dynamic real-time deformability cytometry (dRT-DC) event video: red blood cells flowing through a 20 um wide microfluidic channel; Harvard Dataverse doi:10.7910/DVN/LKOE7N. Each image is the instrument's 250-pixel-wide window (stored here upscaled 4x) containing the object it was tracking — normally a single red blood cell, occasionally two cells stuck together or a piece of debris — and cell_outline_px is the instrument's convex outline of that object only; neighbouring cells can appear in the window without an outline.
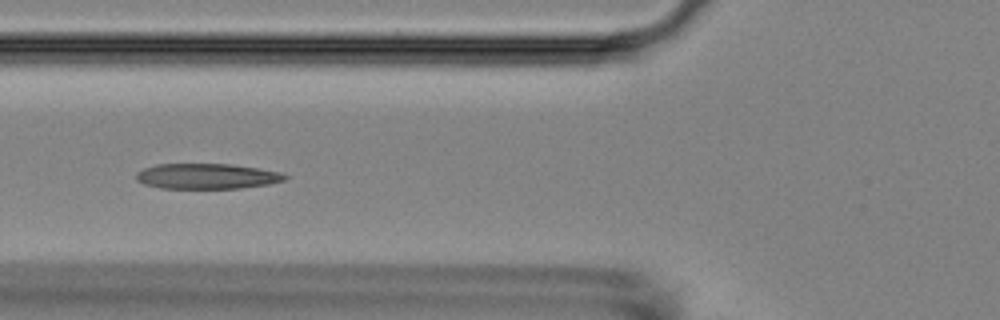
{"species": "Egyptian fruit bat (a non-hibernating species)", "species_latin": "Rousettus aegyptiacus", "temperature_condition": "room temperature", "stored_images_in_passage": 7, "camera_frame_rate_fps": 3000, "um_per_image_px": 0.085, "animal": {"sex": "female"}, "frame": {"image": 1, "passage_image": 6, "time_ms": 6.0, "image_size_px": [1000, 320], "cell_outline_px": [[288, 176], [284, 180], [268, 184], [240, 188], [160, 188], [144, 184], [136, 180], [136, 172], [144, 168], [156, 164], [232, 164], [280, 172]], "centroid_in_image_um": [17.54, 14.97], "position_along_channel_um": 108.3, "area_um2": 21.91}}
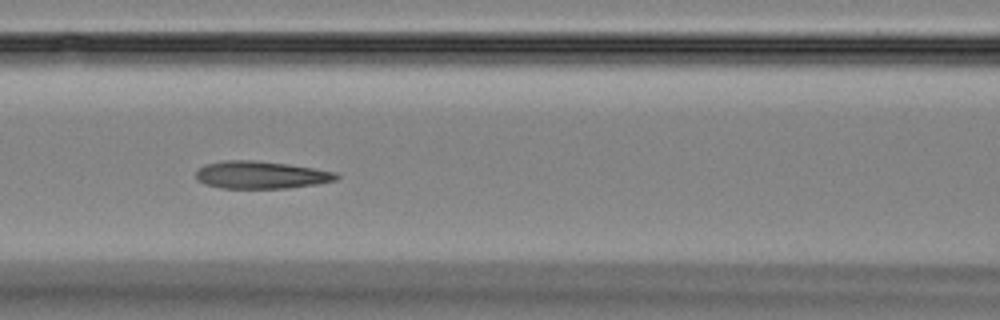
{"frame": {"image": 2, "passage_image": 7, "time_ms": 7.0, "image_size_px": [1000, 320], "cell_outline_px": [[340, 176], [336, 180], [316, 184], [288, 188], [220, 188], [204, 184], [196, 180], [196, 172], [200, 168], [208, 164], [228, 160], [256, 160], [288, 164], [336, 172]], "centroid_in_image_um": [22.18, 14.87], "position_along_channel_um": 144.4, "area_um2": 22.43}}